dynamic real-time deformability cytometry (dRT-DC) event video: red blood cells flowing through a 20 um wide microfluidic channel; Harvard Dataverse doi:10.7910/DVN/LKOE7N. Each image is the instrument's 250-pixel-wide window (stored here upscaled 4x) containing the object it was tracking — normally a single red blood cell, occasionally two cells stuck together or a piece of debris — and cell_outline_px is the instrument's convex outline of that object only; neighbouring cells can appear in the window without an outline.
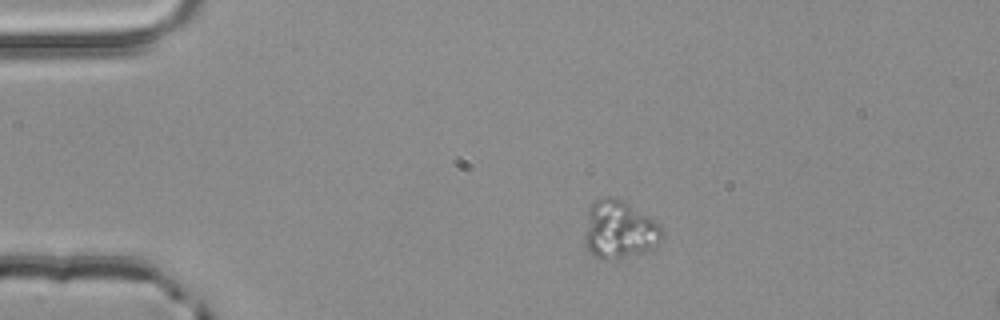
{"species": "common noctule bat (a hibernating species)", "species_latin": "Nyctalus noctula", "temperature_condition": "room temperature", "stored_images_in_passage": 3, "segment_of_instrument_passage": [1, 2], "camera_frame_rate_fps": 3000, "um_per_image_px": 0.085, "animal": {"sex": "male", "body_mass_g": 20.4}, "frame": {"image": 1, "passage_image": 1, "time_ms": 0.0, "image_size_px": [1000, 320], "cell_outline_px": [[664, 236], [652, 248], [644, 252], [612, 260], [604, 260], [588, 252], [584, 244], [584, 236], [588, 208], [596, 200], [608, 196], [612, 196], [624, 200], [648, 216], [664, 232]], "centroid_in_image_um": [52.6, 19.53], "position_along_channel_um": 32.4, "area_um2": 26.24}}